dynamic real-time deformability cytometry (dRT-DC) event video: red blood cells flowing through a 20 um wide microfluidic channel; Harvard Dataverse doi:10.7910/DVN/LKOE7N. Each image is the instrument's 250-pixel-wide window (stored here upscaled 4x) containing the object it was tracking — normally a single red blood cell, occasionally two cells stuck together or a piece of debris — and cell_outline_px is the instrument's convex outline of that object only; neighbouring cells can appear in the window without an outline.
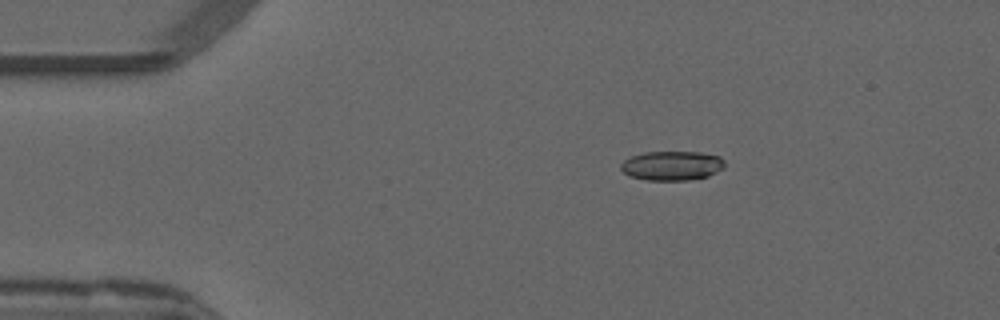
{"species": "common noctule bat (a hibernating species)", "species_latin": "Nyctalus noctula", "temperature_condition": "warm", "stored_images_in_passage": 7, "camera_frame_rate_fps": 3000, "um_per_image_px": 0.085, "animal": {"sex": "male", "forearm_length_mm": 52.5}, "frame": {"image": 1, "passage_image": 1, "time_ms": 0.0, "image_size_px": [1000, 320], "cell_outline_px": [[724, 168], [708, 176], [688, 180], [648, 180], [628, 176], [620, 168], [620, 164], [628, 156], [644, 152], [700, 152], [720, 156], [724, 160]], "centroid_in_image_um": [57.09, 14.07], "position_along_channel_um": 27.9, "area_um2": 17.92}}